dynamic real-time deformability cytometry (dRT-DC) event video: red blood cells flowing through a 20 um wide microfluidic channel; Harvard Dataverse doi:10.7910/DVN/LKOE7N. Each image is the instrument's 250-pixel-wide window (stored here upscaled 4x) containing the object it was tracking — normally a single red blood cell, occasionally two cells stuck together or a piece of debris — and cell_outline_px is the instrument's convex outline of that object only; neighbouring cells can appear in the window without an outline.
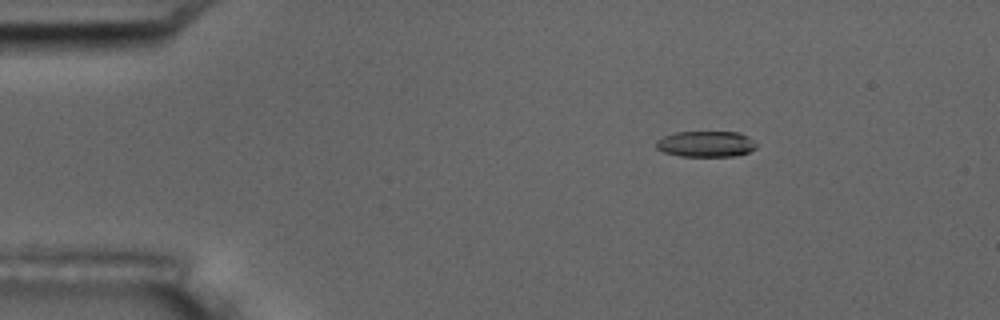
{"species": "common noctule bat (a hibernating species)", "species_latin": "Nyctalus noctula", "temperature_condition": "room temperature", "stored_images_in_passage": 5, "camera_frame_rate_fps": 3000, "um_per_image_px": 0.085, "animal": {"sex": "male", "body_mass_g": 17.5, "forearm_length_mm": 52.3}, "frame": {"image": 1, "passage_image": 2, "time_ms": 1.0, "image_size_px": [1000, 320], "cell_outline_px": [[756, 148], [748, 152], [736, 156], [680, 156], [664, 152], [656, 148], [656, 140], [664, 136], [676, 132], [740, 132], [748, 136], [756, 144]], "centroid_in_image_um": [60.0, 12.24], "position_along_channel_um": 25.0, "area_um2": 15.14}}
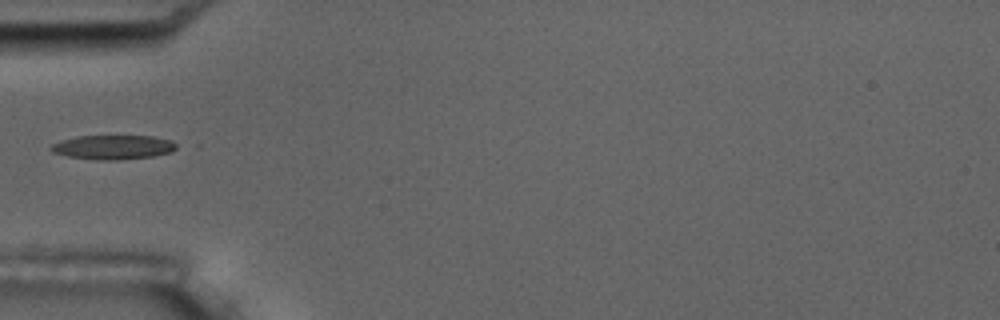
{"frame": {"image": 2, "passage_image": 5, "time_ms": 4.333, "image_size_px": [1000, 320], "cell_outline_px": [[180, 148], [172, 152], [152, 156], [116, 160], [100, 160], [68, 156], [52, 152], [48, 148], [52, 144], [60, 140], [76, 136], [152, 136], [172, 140], [180, 144]], "centroid_in_image_um": [9.66, 12.5], "position_along_channel_um": 75.3, "area_um2": 17.98}}